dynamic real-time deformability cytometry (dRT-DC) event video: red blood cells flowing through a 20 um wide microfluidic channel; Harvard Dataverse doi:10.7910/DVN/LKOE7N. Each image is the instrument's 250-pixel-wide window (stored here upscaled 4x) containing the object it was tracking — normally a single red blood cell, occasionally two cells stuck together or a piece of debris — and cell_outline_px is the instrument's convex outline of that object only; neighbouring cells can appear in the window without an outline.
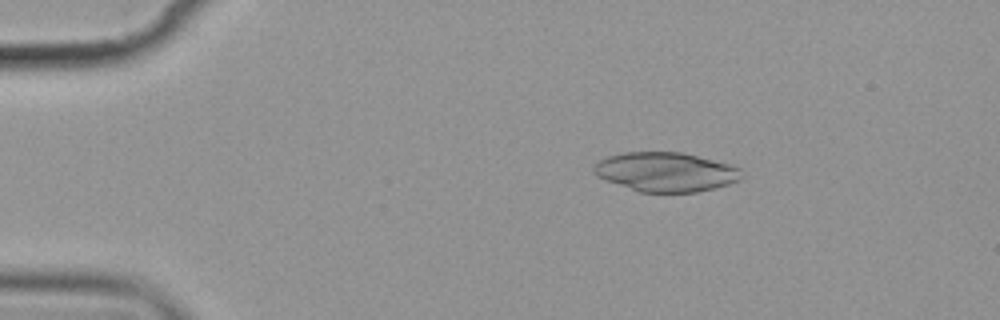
{"species": "common noctule bat (a hibernating species)", "species_latin": "Nyctalus noctula", "temperature_condition": "cold", "stored_images_in_passage": 6, "camera_frame_rate_fps": 3000, "um_per_image_px": 0.085, "animal": {"sex": "female", "body_mass_g": 19.9}, "frame": {"image": 1, "passage_image": 3, "time_ms": 3.0, "image_size_px": [1000, 320], "cell_outline_px": [[744, 176], [740, 180], [728, 184], [696, 192], [640, 192], [596, 176], [592, 172], [592, 168], [600, 160], [608, 156], [624, 152], [680, 152], [732, 164], [740, 168]], "centroid_in_image_um": [56.61, 14.61], "position_along_channel_um": 28.4, "area_um2": 33.76}}